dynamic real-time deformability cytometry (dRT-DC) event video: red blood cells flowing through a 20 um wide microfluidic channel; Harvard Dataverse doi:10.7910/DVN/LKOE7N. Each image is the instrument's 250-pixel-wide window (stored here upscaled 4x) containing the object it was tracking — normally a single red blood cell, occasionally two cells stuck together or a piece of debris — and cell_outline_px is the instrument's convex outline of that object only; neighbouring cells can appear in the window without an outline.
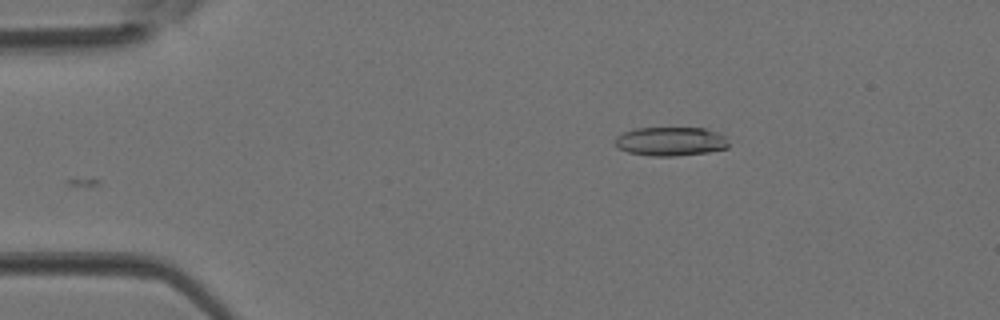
{"species": "Egyptian fruit bat (a non-hibernating species)", "species_latin": "Rousettus aegyptiacus", "temperature_condition": "room temperature", "stored_images_in_passage": 3, "camera_frame_rate_fps": 3000, "um_per_image_px": 0.085, "animal": {"sex": "female"}, "frame": {"image": 1, "passage_image": 3, "time_ms": 0.667, "image_size_px": [1000, 320], "cell_outline_px": [[728, 148], [708, 152], [672, 156], [652, 156], [628, 152], [620, 148], [616, 144], [616, 136], [624, 132], [636, 128], [704, 128], [716, 132], [724, 136], [728, 144]], "centroid_in_image_um": [57.01, 12.02], "position_along_channel_um": 28.0, "area_um2": 18.9}}